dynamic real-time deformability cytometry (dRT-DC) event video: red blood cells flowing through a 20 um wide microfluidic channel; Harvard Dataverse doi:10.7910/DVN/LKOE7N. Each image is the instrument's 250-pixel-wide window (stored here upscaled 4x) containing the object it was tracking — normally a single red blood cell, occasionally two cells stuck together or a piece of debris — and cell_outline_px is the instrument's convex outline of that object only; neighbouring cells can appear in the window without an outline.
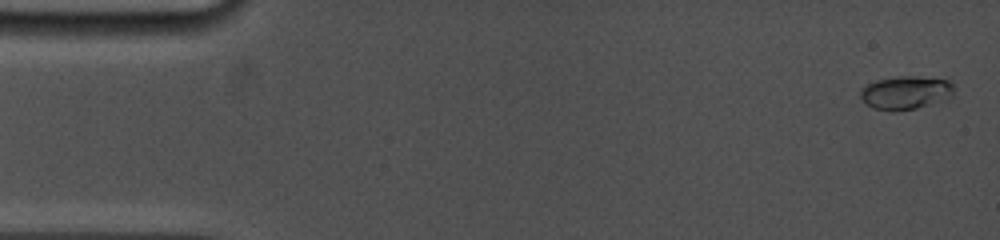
{"species": "common noctule bat (a hibernating species)", "species_latin": "Nyctalus noctula", "temperature_condition": "cold", "stored_images_in_passage": 5, "camera_frame_rate_fps": 5000, "um_per_image_px": 0.085, "animal": {"sex": "female", "body_mass_g": 19.0, "forearm_length_mm": 53.3}, "frame": {"image": 1, "passage_image": 1, "time_ms": 0.0, "image_size_px": [1000, 240], "cell_outline_px": [[952, 96], [916, 108], [872, 108], [864, 104], [860, 96], [860, 88], [864, 84], [876, 80], [900, 76], [916, 76], [948, 80], [952, 84]], "centroid_in_image_um": [76.91, 7.82], "position_along_channel_um": 8.1, "area_um2": 17.57}}
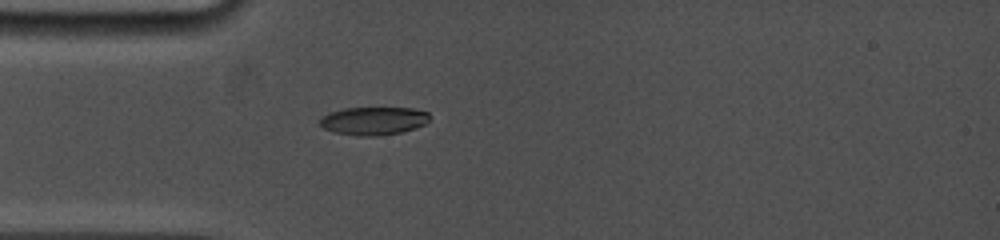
{"frame": {"image": 2, "passage_image": 5, "time_ms": 4.4, "image_size_px": [1000, 240], "cell_outline_px": [[432, 116], [424, 124], [416, 128], [400, 132], [376, 136], [356, 136], [332, 132], [324, 128], [320, 124], [320, 120], [328, 112], [344, 108], [412, 108], [428, 112]], "centroid_in_image_um": [31.76, 10.27], "position_along_channel_um": 53.2, "area_um2": 18.03}}